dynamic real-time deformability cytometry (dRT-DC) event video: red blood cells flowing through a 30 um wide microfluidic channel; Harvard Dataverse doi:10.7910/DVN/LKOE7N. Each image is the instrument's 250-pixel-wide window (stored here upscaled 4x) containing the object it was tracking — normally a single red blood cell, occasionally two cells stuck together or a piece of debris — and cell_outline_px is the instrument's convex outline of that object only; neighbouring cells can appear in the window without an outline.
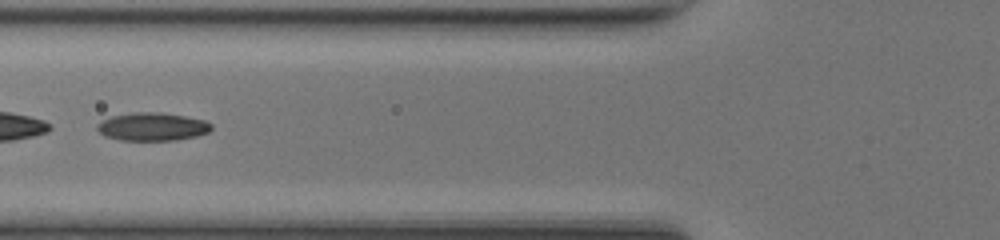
{"species": "common noctule bat (a hibernating species)", "species_latin": "Nyctalus noctula", "temperature_condition": "room temperature", "stored_images_in_passage": 32, "camera_frame_rate_fps": 3000, "um_per_image_px": 0.085, "animal": {"sex": "female", "body_mass_g": 17.0, "forearm_length_mm": 48.0}, "frame": {"image": 1, "passage_image": 5, "time_ms": 1.333, "image_size_px": [1000, 240], "cell_outline_px": [[212, 128], [208, 132], [196, 136], [176, 140], [120, 140], [104, 136], [96, 128], [96, 124], [112, 116], [128, 112], [160, 112], [184, 116], [204, 120], [212, 124]], "centroid_in_image_um": [12.93, 10.76], "position_along_channel_um": 112.9, "area_um2": 18.73}}